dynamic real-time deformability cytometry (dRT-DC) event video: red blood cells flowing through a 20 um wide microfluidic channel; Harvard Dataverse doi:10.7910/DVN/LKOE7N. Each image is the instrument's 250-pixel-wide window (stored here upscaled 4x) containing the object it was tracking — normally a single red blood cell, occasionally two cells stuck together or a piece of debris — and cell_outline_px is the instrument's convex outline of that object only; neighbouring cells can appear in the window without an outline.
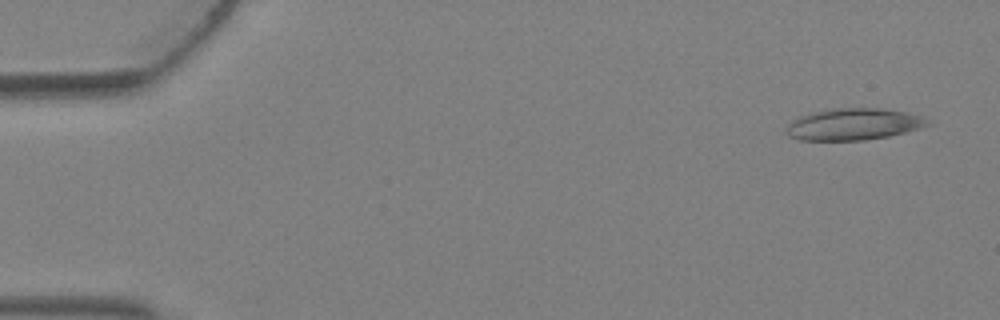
{"species": "Egyptian fruit bat (a non-hibernating species)", "species_latin": "Rousettus aegyptiacus", "temperature_condition": "warm", "stored_images_in_passage": 4, "camera_frame_rate_fps": 3000, "um_per_image_px": 0.085, "animal": {"sex": "female"}, "frame": {"image": 1, "passage_image": 1, "time_ms": 0.0, "image_size_px": [1000, 320], "cell_outline_px": [[932, 124], [904, 132], [888, 136], [864, 140], [800, 140], [788, 136], [784, 132], [788, 124], [792, 120], [808, 112], [828, 108], [884, 108], [924, 116]], "centroid_in_image_um": [72.5, 10.55], "position_along_channel_um": 12.5, "area_um2": 26.36}}
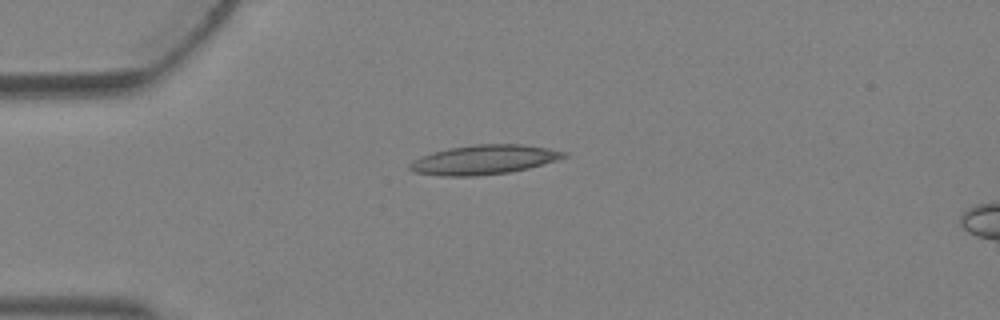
{"frame": {"image": 2, "passage_image": 3, "time_ms": 0.667, "image_size_px": [1000, 320], "cell_outline_px": [[568, 156], [544, 164], [528, 168], [508, 172], [476, 176], [440, 176], [412, 172], [408, 168], [408, 164], [424, 156], [448, 148], [476, 144], [520, 144], [548, 148], [568, 152]], "centroid_in_image_um": [41.16, 13.58], "position_along_channel_um": 43.8, "area_um2": 26.24}}